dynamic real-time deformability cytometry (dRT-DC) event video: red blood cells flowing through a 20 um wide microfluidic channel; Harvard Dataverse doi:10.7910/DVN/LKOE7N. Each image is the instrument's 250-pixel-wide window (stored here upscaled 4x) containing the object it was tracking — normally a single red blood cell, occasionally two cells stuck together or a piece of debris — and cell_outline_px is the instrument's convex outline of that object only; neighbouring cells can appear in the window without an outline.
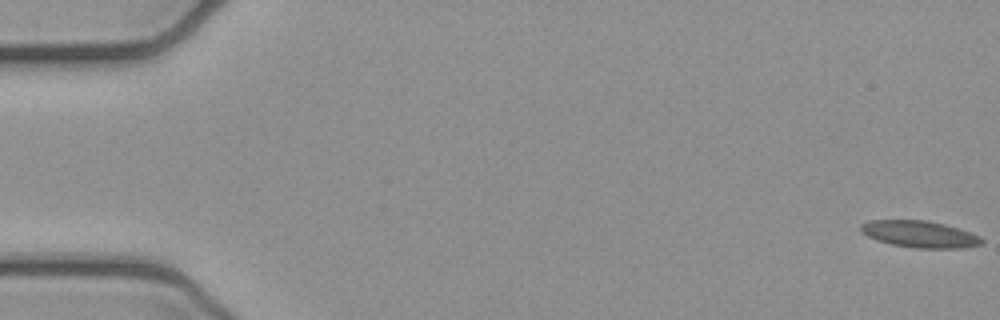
{"species": "common noctule bat (a hibernating species)", "species_latin": "Nyctalus noctula", "temperature_condition": "cold", "stored_images_in_passage": 6, "camera_frame_rate_fps": 3000, "um_per_image_px": 0.085, "animal": {"sex": "female", "body_mass_g": 21.9}, "frame": {"image": 1, "passage_image": 1, "time_ms": 0.0, "image_size_px": [1000, 320], "cell_outline_px": [[984, 244], [964, 248], [916, 248], [892, 244], [876, 240], [860, 232], [860, 224], [868, 220], [924, 220], [944, 224], [980, 236], [984, 240]], "centroid_in_image_um": [78.16, 19.9], "position_along_channel_um": 6.8, "area_um2": 18.84}}
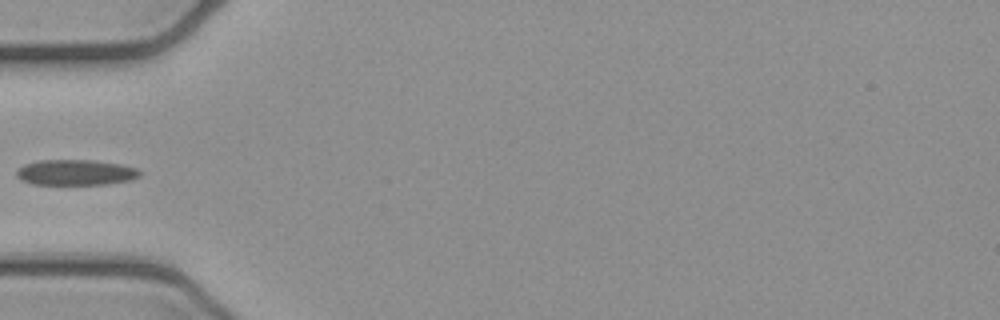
{"frame": {"image": 2, "passage_image": 5, "time_ms": 1.333, "image_size_px": [1000, 320], "cell_outline_px": [[140, 176], [128, 180], [104, 184], [32, 184], [20, 180], [16, 176], [16, 172], [24, 164], [40, 160], [92, 160], [120, 164], [136, 168], [140, 172]], "centroid_in_image_um": [6.39, 14.65], "position_along_channel_um": 78.6, "area_um2": 18.21}}
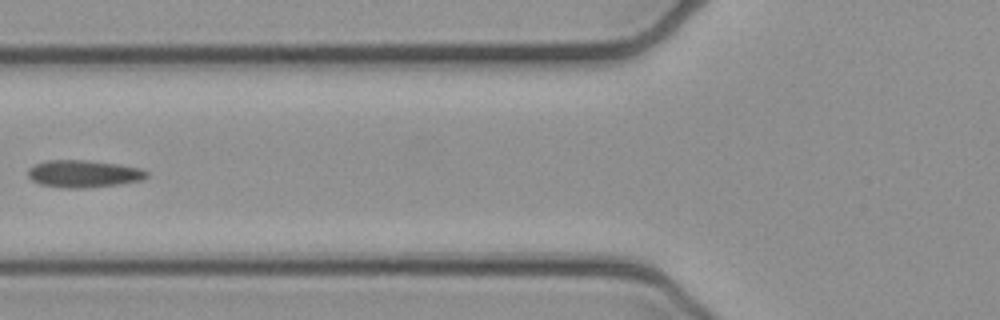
{"frame": {"image": 3, "passage_image": 6, "time_ms": 1.667, "image_size_px": [1000, 320], "cell_outline_px": [[148, 176], [140, 180], [116, 184], [84, 188], [64, 188], [40, 184], [32, 180], [28, 176], [28, 168], [36, 164], [48, 160], [88, 160], [116, 164], [140, 168], [148, 172]], "centroid_in_image_um": [7.07, 14.76], "position_along_channel_um": 118.7, "area_um2": 18.67}}